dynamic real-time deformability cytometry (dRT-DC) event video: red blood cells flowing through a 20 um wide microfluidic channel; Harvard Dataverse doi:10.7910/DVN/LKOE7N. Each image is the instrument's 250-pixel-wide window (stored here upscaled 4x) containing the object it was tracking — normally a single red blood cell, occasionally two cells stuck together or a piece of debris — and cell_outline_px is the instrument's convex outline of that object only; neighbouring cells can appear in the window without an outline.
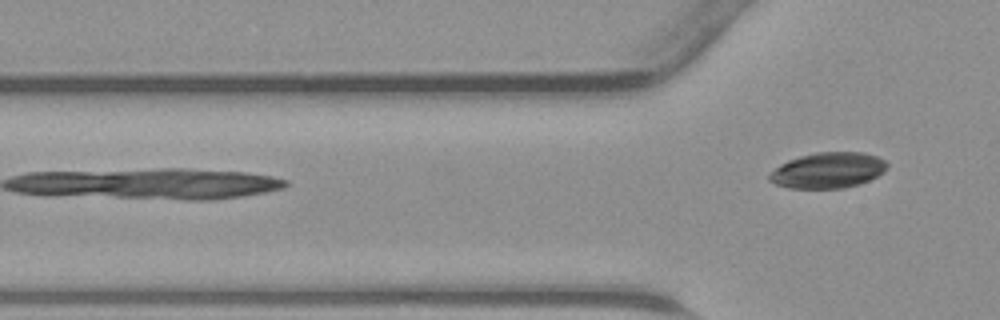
{"species": "common noctule bat (a hibernating species)", "species_latin": "Nyctalus noctula", "temperature_condition": "warm", "stored_images_in_passage": 4, "camera_frame_rate_fps": 3000, "um_per_image_px": 0.085, "animal": {"sex": "male", "body_mass_g": 23.1, "forearm_length_mm": 52.7}, "frame": {"image": 1, "passage_image": 4, "time_ms": 1.0, "image_size_px": [1000, 320], "cell_outline_px": [[888, 164], [876, 176], [868, 180], [844, 188], [788, 188], [776, 184], [768, 180], [768, 176], [780, 164], [788, 160], [800, 156], [816, 152], [864, 152], [876, 156], [884, 160]], "centroid_in_image_um": [70.33, 14.47], "position_along_channel_um": 55.5, "area_um2": 24.16}}